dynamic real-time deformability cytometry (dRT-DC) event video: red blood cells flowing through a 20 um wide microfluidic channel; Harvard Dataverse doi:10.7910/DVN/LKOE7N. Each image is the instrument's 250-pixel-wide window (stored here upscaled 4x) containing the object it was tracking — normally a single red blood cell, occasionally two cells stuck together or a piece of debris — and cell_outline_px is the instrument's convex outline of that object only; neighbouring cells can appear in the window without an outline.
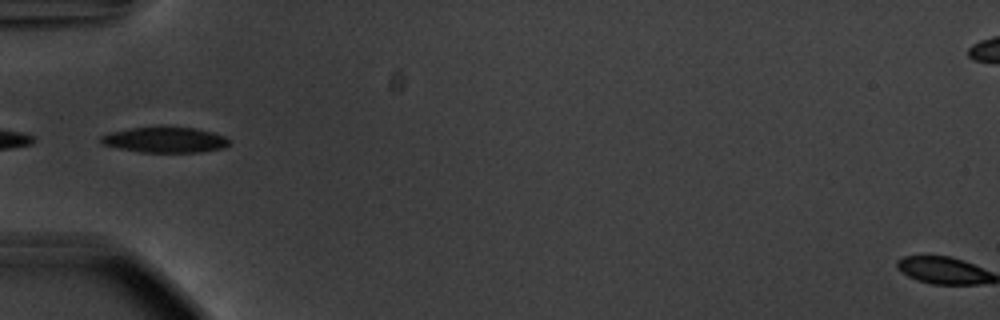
{"species": "common noctule bat (a hibernating species)", "species_latin": "Nyctalus noctula", "temperature_condition": "warm", "stored_images_in_passage": 37, "camera_frame_rate_fps": 3000, "um_per_image_px": 0.085, "animal": {"sex": "male", "body_mass_g": 20.1, "forearm_length_mm": 53.5}, "frame": {"image": 1, "passage_image": 1, "time_ms": 0.0, "image_size_px": [1000, 320], "cell_outline_px": [[232, 140], [224, 148], [200, 152], [140, 152], [120, 148], [104, 144], [100, 140], [100, 136], [112, 132], [132, 128], [160, 124], [164, 124], [196, 128], [212, 132], [224, 136]], "centroid_in_image_um": [14.07, 11.84], "position_along_channel_um": 70.9, "area_um2": 19.65}}
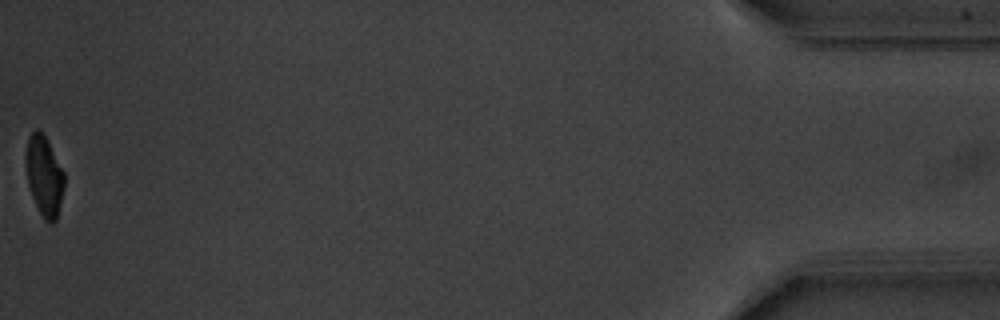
{"frame": {"image": 2, "passage_image": 37, "time_ms": 12.0, "image_size_px": [1000, 320], "cell_outline_px": [[64, 188], [56, 220], [52, 224], [48, 224], [44, 220], [32, 196], [28, 184], [24, 160], [24, 156], [28, 136], [36, 128], [44, 136], [64, 172]], "centroid_in_image_um": [3.73, 14.97], "position_along_channel_um": 431.5, "area_um2": 17.86}, "authors_computed_cell_mechanics": {"area_um2": 19.4786, "velocity_mm_per_s": 3.7457, "shape_relaxation_time_tau1_ms": 2.3249, "shape_relaxation_time_tau2_ms": 2.1374, "deformation_change_tau1": 0.144, "deformation_change_tau2": 0.0667}}